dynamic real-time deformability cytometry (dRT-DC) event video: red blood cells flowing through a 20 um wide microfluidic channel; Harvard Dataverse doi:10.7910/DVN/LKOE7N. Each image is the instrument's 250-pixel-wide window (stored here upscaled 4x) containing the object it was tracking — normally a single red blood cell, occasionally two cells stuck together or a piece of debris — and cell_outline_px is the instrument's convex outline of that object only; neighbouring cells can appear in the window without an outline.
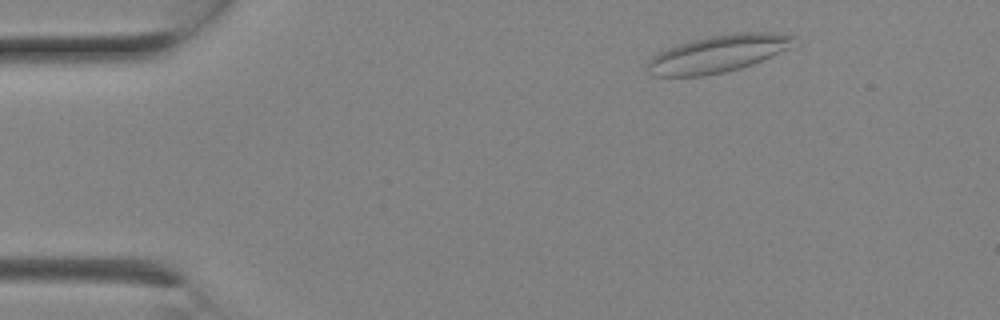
{"species": "Egyptian fruit bat (a non-hibernating species)", "species_latin": "Rousettus aegyptiacus", "temperature_condition": "room temperature", "stored_images_in_passage": 6, "camera_frame_rate_fps": 3000, "um_per_image_px": 0.085, "animal": {"sex": "female"}, "frame": {"image": 1, "passage_image": 2, "time_ms": 0.333, "image_size_px": [1000, 320], "cell_outline_px": [[796, 36], [792, 48], [752, 64], [740, 68], [724, 72], [704, 76], [656, 76], [648, 72], [648, 60], [652, 56], [668, 48], [680, 44], [712, 36], [740, 32], [768, 32]], "centroid_in_image_um": [61.07, 4.58], "position_along_channel_um": 23.9, "area_um2": 31.39}}